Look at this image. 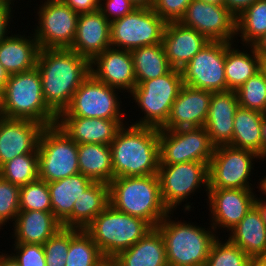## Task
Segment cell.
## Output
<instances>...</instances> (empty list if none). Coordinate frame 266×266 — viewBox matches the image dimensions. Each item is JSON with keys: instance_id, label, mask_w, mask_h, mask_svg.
Wrapping results in <instances>:
<instances>
[{"instance_id": "cell-1", "label": "cell", "mask_w": 266, "mask_h": 266, "mask_svg": "<svg viewBox=\"0 0 266 266\" xmlns=\"http://www.w3.org/2000/svg\"><path fill=\"white\" fill-rule=\"evenodd\" d=\"M36 68L47 106L58 116L90 75V61L71 49H40Z\"/></svg>"}, {"instance_id": "cell-2", "label": "cell", "mask_w": 266, "mask_h": 266, "mask_svg": "<svg viewBox=\"0 0 266 266\" xmlns=\"http://www.w3.org/2000/svg\"><path fill=\"white\" fill-rule=\"evenodd\" d=\"M128 122L110 144L114 178L158 175L159 129Z\"/></svg>"}, {"instance_id": "cell-3", "label": "cell", "mask_w": 266, "mask_h": 266, "mask_svg": "<svg viewBox=\"0 0 266 266\" xmlns=\"http://www.w3.org/2000/svg\"><path fill=\"white\" fill-rule=\"evenodd\" d=\"M110 205L155 228L170 212L163 204L158 175L117 177L109 184Z\"/></svg>"}, {"instance_id": "cell-4", "label": "cell", "mask_w": 266, "mask_h": 266, "mask_svg": "<svg viewBox=\"0 0 266 266\" xmlns=\"http://www.w3.org/2000/svg\"><path fill=\"white\" fill-rule=\"evenodd\" d=\"M169 212L156 226L163 236L168 266H205L212 243L218 237L214 228L193 222L172 220ZM206 229V230H205Z\"/></svg>"}, {"instance_id": "cell-5", "label": "cell", "mask_w": 266, "mask_h": 266, "mask_svg": "<svg viewBox=\"0 0 266 266\" xmlns=\"http://www.w3.org/2000/svg\"><path fill=\"white\" fill-rule=\"evenodd\" d=\"M0 116L33 120L44 126L56 124L57 115L44 100L37 68L9 76L2 89Z\"/></svg>"}, {"instance_id": "cell-6", "label": "cell", "mask_w": 266, "mask_h": 266, "mask_svg": "<svg viewBox=\"0 0 266 266\" xmlns=\"http://www.w3.org/2000/svg\"><path fill=\"white\" fill-rule=\"evenodd\" d=\"M151 228L143 219L120 212L109 204L84 230L104 257L115 258L138 242Z\"/></svg>"}, {"instance_id": "cell-7", "label": "cell", "mask_w": 266, "mask_h": 266, "mask_svg": "<svg viewBox=\"0 0 266 266\" xmlns=\"http://www.w3.org/2000/svg\"><path fill=\"white\" fill-rule=\"evenodd\" d=\"M183 85L182 72L175 68L163 76L137 84L128 96L144 116L131 124L161 129Z\"/></svg>"}, {"instance_id": "cell-8", "label": "cell", "mask_w": 266, "mask_h": 266, "mask_svg": "<svg viewBox=\"0 0 266 266\" xmlns=\"http://www.w3.org/2000/svg\"><path fill=\"white\" fill-rule=\"evenodd\" d=\"M39 179L48 182L80 173L78 144L57 125L45 126L38 146Z\"/></svg>"}, {"instance_id": "cell-9", "label": "cell", "mask_w": 266, "mask_h": 266, "mask_svg": "<svg viewBox=\"0 0 266 266\" xmlns=\"http://www.w3.org/2000/svg\"><path fill=\"white\" fill-rule=\"evenodd\" d=\"M256 159L263 160L251 150L231 145L215 147L208 165V189L255 190L249 180L251 181V174H254L252 171Z\"/></svg>"}, {"instance_id": "cell-10", "label": "cell", "mask_w": 266, "mask_h": 266, "mask_svg": "<svg viewBox=\"0 0 266 266\" xmlns=\"http://www.w3.org/2000/svg\"><path fill=\"white\" fill-rule=\"evenodd\" d=\"M166 22L153 8H135L110 25L111 47L131 51L162 43Z\"/></svg>"}, {"instance_id": "cell-11", "label": "cell", "mask_w": 266, "mask_h": 266, "mask_svg": "<svg viewBox=\"0 0 266 266\" xmlns=\"http://www.w3.org/2000/svg\"><path fill=\"white\" fill-rule=\"evenodd\" d=\"M121 90L97 80L91 73L74 92L69 106L58 116L124 119ZM121 103V104H120Z\"/></svg>"}, {"instance_id": "cell-12", "label": "cell", "mask_w": 266, "mask_h": 266, "mask_svg": "<svg viewBox=\"0 0 266 266\" xmlns=\"http://www.w3.org/2000/svg\"><path fill=\"white\" fill-rule=\"evenodd\" d=\"M37 9L35 39L40 49H69L74 42L79 14L62 0H44Z\"/></svg>"}, {"instance_id": "cell-13", "label": "cell", "mask_w": 266, "mask_h": 266, "mask_svg": "<svg viewBox=\"0 0 266 266\" xmlns=\"http://www.w3.org/2000/svg\"><path fill=\"white\" fill-rule=\"evenodd\" d=\"M214 148L205 127L159 129V165L209 163Z\"/></svg>"}, {"instance_id": "cell-14", "label": "cell", "mask_w": 266, "mask_h": 266, "mask_svg": "<svg viewBox=\"0 0 266 266\" xmlns=\"http://www.w3.org/2000/svg\"><path fill=\"white\" fill-rule=\"evenodd\" d=\"M208 165L202 162L159 165L161 197L170 212H174L182 202H187L196 190H203L202 187L208 194Z\"/></svg>"}, {"instance_id": "cell-15", "label": "cell", "mask_w": 266, "mask_h": 266, "mask_svg": "<svg viewBox=\"0 0 266 266\" xmlns=\"http://www.w3.org/2000/svg\"><path fill=\"white\" fill-rule=\"evenodd\" d=\"M181 72L184 85L211 92L227 91L225 42L209 41Z\"/></svg>"}, {"instance_id": "cell-16", "label": "cell", "mask_w": 266, "mask_h": 266, "mask_svg": "<svg viewBox=\"0 0 266 266\" xmlns=\"http://www.w3.org/2000/svg\"><path fill=\"white\" fill-rule=\"evenodd\" d=\"M178 22L209 41L236 42V17L224 5L192 0Z\"/></svg>"}, {"instance_id": "cell-17", "label": "cell", "mask_w": 266, "mask_h": 266, "mask_svg": "<svg viewBox=\"0 0 266 266\" xmlns=\"http://www.w3.org/2000/svg\"><path fill=\"white\" fill-rule=\"evenodd\" d=\"M206 196L211 226L218 235L219 229L228 232L245 217L257 194L253 189H208Z\"/></svg>"}, {"instance_id": "cell-18", "label": "cell", "mask_w": 266, "mask_h": 266, "mask_svg": "<svg viewBox=\"0 0 266 266\" xmlns=\"http://www.w3.org/2000/svg\"><path fill=\"white\" fill-rule=\"evenodd\" d=\"M44 128L37 121L0 116V167L17 156L38 153Z\"/></svg>"}, {"instance_id": "cell-19", "label": "cell", "mask_w": 266, "mask_h": 266, "mask_svg": "<svg viewBox=\"0 0 266 266\" xmlns=\"http://www.w3.org/2000/svg\"><path fill=\"white\" fill-rule=\"evenodd\" d=\"M90 71L97 80L128 94L136 86L133 58L128 50L107 48L90 62Z\"/></svg>"}, {"instance_id": "cell-20", "label": "cell", "mask_w": 266, "mask_h": 266, "mask_svg": "<svg viewBox=\"0 0 266 266\" xmlns=\"http://www.w3.org/2000/svg\"><path fill=\"white\" fill-rule=\"evenodd\" d=\"M212 92L183 85L161 130L204 127Z\"/></svg>"}, {"instance_id": "cell-21", "label": "cell", "mask_w": 266, "mask_h": 266, "mask_svg": "<svg viewBox=\"0 0 266 266\" xmlns=\"http://www.w3.org/2000/svg\"><path fill=\"white\" fill-rule=\"evenodd\" d=\"M124 119L57 116L56 124L77 144L110 145Z\"/></svg>"}, {"instance_id": "cell-22", "label": "cell", "mask_w": 266, "mask_h": 266, "mask_svg": "<svg viewBox=\"0 0 266 266\" xmlns=\"http://www.w3.org/2000/svg\"><path fill=\"white\" fill-rule=\"evenodd\" d=\"M209 40L178 21L166 22L162 44L172 68L181 70Z\"/></svg>"}, {"instance_id": "cell-23", "label": "cell", "mask_w": 266, "mask_h": 266, "mask_svg": "<svg viewBox=\"0 0 266 266\" xmlns=\"http://www.w3.org/2000/svg\"><path fill=\"white\" fill-rule=\"evenodd\" d=\"M110 25L100 10L79 14L75 39L69 49L91 62L111 47Z\"/></svg>"}, {"instance_id": "cell-24", "label": "cell", "mask_w": 266, "mask_h": 266, "mask_svg": "<svg viewBox=\"0 0 266 266\" xmlns=\"http://www.w3.org/2000/svg\"><path fill=\"white\" fill-rule=\"evenodd\" d=\"M238 107L239 103L235 91L212 92L204 127L214 147L231 145L234 115Z\"/></svg>"}, {"instance_id": "cell-25", "label": "cell", "mask_w": 266, "mask_h": 266, "mask_svg": "<svg viewBox=\"0 0 266 266\" xmlns=\"http://www.w3.org/2000/svg\"><path fill=\"white\" fill-rule=\"evenodd\" d=\"M12 226L14 243L41 245L63 227L53 212L38 210L20 211Z\"/></svg>"}, {"instance_id": "cell-26", "label": "cell", "mask_w": 266, "mask_h": 266, "mask_svg": "<svg viewBox=\"0 0 266 266\" xmlns=\"http://www.w3.org/2000/svg\"><path fill=\"white\" fill-rule=\"evenodd\" d=\"M30 35L12 33L0 42V64L9 75L36 68L40 47L34 33Z\"/></svg>"}, {"instance_id": "cell-27", "label": "cell", "mask_w": 266, "mask_h": 266, "mask_svg": "<svg viewBox=\"0 0 266 266\" xmlns=\"http://www.w3.org/2000/svg\"><path fill=\"white\" fill-rule=\"evenodd\" d=\"M93 183V180L81 173L48 182L53 215L64 228H72L73 205Z\"/></svg>"}, {"instance_id": "cell-28", "label": "cell", "mask_w": 266, "mask_h": 266, "mask_svg": "<svg viewBox=\"0 0 266 266\" xmlns=\"http://www.w3.org/2000/svg\"><path fill=\"white\" fill-rule=\"evenodd\" d=\"M115 259L119 266H168L164 239L156 227Z\"/></svg>"}, {"instance_id": "cell-29", "label": "cell", "mask_w": 266, "mask_h": 266, "mask_svg": "<svg viewBox=\"0 0 266 266\" xmlns=\"http://www.w3.org/2000/svg\"><path fill=\"white\" fill-rule=\"evenodd\" d=\"M228 232V239L251 259L266 257V225L255 206Z\"/></svg>"}, {"instance_id": "cell-30", "label": "cell", "mask_w": 266, "mask_h": 266, "mask_svg": "<svg viewBox=\"0 0 266 266\" xmlns=\"http://www.w3.org/2000/svg\"><path fill=\"white\" fill-rule=\"evenodd\" d=\"M234 45V46H233ZM236 44L225 42V76L227 90L236 91L249 78L263 68V61L256 54L252 45H245L246 49L239 50ZM236 47V48H235ZM247 51V52H246Z\"/></svg>"}, {"instance_id": "cell-31", "label": "cell", "mask_w": 266, "mask_h": 266, "mask_svg": "<svg viewBox=\"0 0 266 266\" xmlns=\"http://www.w3.org/2000/svg\"><path fill=\"white\" fill-rule=\"evenodd\" d=\"M79 171L94 182L109 184L114 179L110 145L78 144Z\"/></svg>"}, {"instance_id": "cell-32", "label": "cell", "mask_w": 266, "mask_h": 266, "mask_svg": "<svg viewBox=\"0 0 266 266\" xmlns=\"http://www.w3.org/2000/svg\"><path fill=\"white\" fill-rule=\"evenodd\" d=\"M266 114L239 106L234 115L231 146L254 151L262 157L261 125Z\"/></svg>"}, {"instance_id": "cell-33", "label": "cell", "mask_w": 266, "mask_h": 266, "mask_svg": "<svg viewBox=\"0 0 266 266\" xmlns=\"http://www.w3.org/2000/svg\"><path fill=\"white\" fill-rule=\"evenodd\" d=\"M109 204V185L94 182L73 205L72 228L85 229Z\"/></svg>"}, {"instance_id": "cell-34", "label": "cell", "mask_w": 266, "mask_h": 266, "mask_svg": "<svg viewBox=\"0 0 266 266\" xmlns=\"http://www.w3.org/2000/svg\"><path fill=\"white\" fill-rule=\"evenodd\" d=\"M133 58L136 85L168 73L170 66L163 44L139 47L130 51Z\"/></svg>"}, {"instance_id": "cell-35", "label": "cell", "mask_w": 266, "mask_h": 266, "mask_svg": "<svg viewBox=\"0 0 266 266\" xmlns=\"http://www.w3.org/2000/svg\"><path fill=\"white\" fill-rule=\"evenodd\" d=\"M103 258L99 247L84 229L70 228L65 266H96Z\"/></svg>"}, {"instance_id": "cell-36", "label": "cell", "mask_w": 266, "mask_h": 266, "mask_svg": "<svg viewBox=\"0 0 266 266\" xmlns=\"http://www.w3.org/2000/svg\"><path fill=\"white\" fill-rule=\"evenodd\" d=\"M264 34H266V0H257L236 18V37H240L243 46H248Z\"/></svg>"}, {"instance_id": "cell-37", "label": "cell", "mask_w": 266, "mask_h": 266, "mask_svg": "<svg viewBox=\"0 0 266 266\" xmlns=\"http://www.w3.org/2000/svg\"><path fill=\"white\" fill-rule=\"evenodd\" d=\"M0 176L20 187L38 180V153L23 154L4 163L0 167Z\"/></svg>"}, {"instance_id": "cell-38", "label": "cell", "mask_w": 266, "mask_h": 266, "mask_svg": "<svg viewBox=\"0 0 266 266\" xmlns=\"http://www.w3.org/2000/svg\"><path fill=\"white\" fill-rule=\"evenodd\" d=\"M235 92L239 106L266 114V70L264 68Z\"/></svg>"}, {"instance_id": "cell-39", "label": "cell", "mask_w": 266, "mask_h": 266, "mask_svg": "<svg viewBox=\"0 0 266 266\" xmlns=\"http://www.w3.org/2000/svg\"><path fill=\"white\" fill-rule=\"evenodd\" d=\"M220 239L212 243L205 266H250L251 258L239 246Z\"/></svg>"}, {"instance_id": "cell-40", "label": "cell", "mask_w": 266, "mask_h": 266, "mask_svg": "<svg viewBox=\"0 0 266 266\" xmlns=\"http://www.w3.org/2000/svg\"><path fill=\"white\" fill-rule=\"evenodd\" d=\"M20 211L38 210L52 212L48 183L36 180L20 187Z\"/></svg>"}, {"instance_id": "cell-41", "label": "cell", "mask_w": 266, "mask_h": 266, "mask_svg": "<svg viewBox=\"0 0 266 266\" xmlns=\"http://www.w3.org/2000/svg\"><path fill=\"white\" fill-rule=\"evenodd\" d=\"M20 186L0 176V229L9 221L13 222L20 212Z\"/></svg>"}, {"instance_id": "cell-42", "label": "cell", "mask_w": 266, "mask_h": 266, "mask_svg": "<svg viewBox=\"0 0 266 266\" xmlns=\"http://www.w3.org/2000/svg\"><path fill=\"white\" fill-rule=\"evenodd\" d=\"M70 247V228L62 227L44 244L46 266H65Z\"/></svg>"}, {"instance_id": "cell-43", "label": "cell", "mask_w": 266, "mask_h": 266, "mask_svg": "<svg viewBox=\"0 0 266 266\" xmlns=\"http://www.w3.org/2000/svg\"><path fill=\"white\" fill-rule=\"evenodd\" d=\"M12 247L14 253L12 252L11 255L20 266H46L43 245L14 243Z\"/></svg>"}, {"instance_id": "cell-44", "label": "cell", "mask_w": 266, "mask_h": 266, "mask_svg": "<svg viewBox=\"0 0 266 266\" xmlns=\"http://www.w3.org/2000/svg\"><path fill=\"white\" fill-rule=\"evenodd\" d=\"M192 0H155L153 10L165 21H179Z\"/></svg>"}, {"instance_id": "cell-45", "label": "cell", "mask_w": 266, "mask_h": 266, "mask_svg": "<svg viewBox=\"0 0 266 266\" xmlns=\"http://www.w3.org/2000/svg\"><path fill=\"white\" fill-rule=\"evenodd\" d=\"M137 8L130 0H100L99 10L111 23Z\"/></svg>"}, {"instance_id": "cell-46", "label": "cell", "mask_w": 266, "mask_h": 266, "mask_svg": "<svg viewBox=\"0 0 266 266\" xmlns=\"http://www.w3.org/2000/svg\"><path fill=\"white\" fill-rule=\"evenodd\" d=\"M14 2L12 0H1L0 1V42L5 39L8 34H11L12 31H8L10 29V22L13 20V6ZM13 5V6H12ZM12 18V19H11ZM11 19V20H10ZM8 28V29H7ZM11 32V33H10ZM8 33V34H7Z\"/></svg>"}, {"instance_id": "cell-47", "label": "cell", "mask_w": 266, "mask_h": 266, "mask_svg": "<svg viewBox=\"0 0 266 266\" xmlns=\"http://www.w3.org/2000/svg\"><path fill=\"white\" fill-rule=\"evenodd\" d=\"M76 13H88L99 10L100 0H62Z\"/></svg>"}, {"instance_id": "cell-48", "label": "cell", "mask_w": 266, "mask_h": 266, "mask_svg": "<svg viewBox=\"0 0 266 266\" xmlns=\"http://www.w3.org/2000/svg\"><path fill=\"white\" fill-rule=\"evenodd\" d=\"M257 0H224V6L237 18Z\"/></svg>"}, {"instance_id": "cell-49", "label": "cell", "mask_w": 266, "mask_h": 266, "mask_svg": "<svg viewBox=\"0 0 266 266\" xmlns=\"http://www.w3.org/2000/svg\"><path fill=\"white\" fill-rule=\"evenodd\" d=\"M256 54L263 62H266V34L262 35L252 44Z\"/></svg>"}, {"instance_id": "cell-50", "label": "cell", "mask_w": 266, "mask_h": 266, "mask_svg": "<svg viewBox=\"0 0 266 266\" xmlns=\"http://www.w3.org/2000/svg\"><path fill=\"white\" fill-rule=\"evenodd\" d=\"M0 266H20L16 259L8 253L0 252Z\"/></svg>"}, {"instance_id": "cell-51", "label": "cell", "mask_w": 266, "mask_h": 266, "mask_svg": "<svg viewBox=\"0 0 266 266\" xmlns=\"http://www.w3.org/2000/svg\"><path fill=\"white\" fill-rule=\"evenodd\" d=\"M254 206L259 210L261 218L263 219V222L266 225V199H265V197L264 198H261V197L258 198V196H256V201H255Z\"/></svg>"}, {"instance_id": "cell-52", "label": "cell", "mask_w": 266, "mask_h": 266, "mask_svg": "<svg viewBox=\"0 0 266 266\" xmlns=\"http://www.w3.org/2000/svg\"><path fill=\"white\" fill-rule=\"evenodd\" d=\"M262 130V161L266 160V116L263 118L261 125Z\"/></svg>"}, {"instance_id": "cell-53", "label": "cell", "mask_w": 266, "mask_h": 266, "mask_svg": "<svg viewBox=\"0 0 266 266\" xmlns=\"http://www.w3.org/2000/svg\"><path fill=\"white\" fill-rule=\"evenodd\" d=\"M137 8H153L155 0H130Z\"/></svg>"}, {"instance_id": "cell-54", "label": "cell", "mask_w": 266, "mask_h": 266, "mask_svg": "<svg viewBox=\"0 0 266 266\" xmlns=\"http://www.w3.org/2000/svg\"><path fill=\"white\" fill-rule=\"evenodd\" d=\"M96 266H119L115 258L104 257Z\"/></svg>"}, {"instance_id": "cell-55", "label": "cell", "mask_w": 266, "mask_h": 266, "mask_svg": "<svg viewBox=\"0 0 266 266\" xmlns=\"http://www.w3.org/2000/svg\"><path fill=\"white\" fill-rule=\"evenodd\" d=\"M8 72L2 67L0 64V88L3 89V87L6 85L7 80L9 79Z\"/></svg>"}, {"instance_id": "cell-56", "label": "cell", "mask_w": 266, "mask_h": 266, "mask_svg": "<svg viewBox=\"0 0 266 266\" xmlns=\"http://www.w3.org/2000/svg\"><path fill=\"white\" fill-rule=\"evenodd\" d=\"M250 266H266V257L252 258Z\"/></svg>"}, {"instance_id": "cell-57", "label": "cell", "mask_w": 266, "mask_h": 266, "mask_svg": "<svg viewBox=\"0 0 266 266\" xmlns=\"http://www.w3.org/2000/svg\"><path fill=\"white\" fill-rule=\"evenodd\" d=\"M256 186V188H259V191H261L262 194L266 195V175L264 176V178L262 176L261 181H258V184Z\"/></svg>"}, {"instance_id": "cell-58", "label": "cell", "mask_w": 266, "mask_h": 266, "mask_svg": "<svg viewBox=\"0 0 266 266\" xmlns=\"http://www.w3.org/2000/svg\"><path fill=\"white\" fill-rule=\"evenodd\" d=\"M200 1H204L208 4L224 5V0H200Z\"/></svg>"}, {"instance_id": "cell-59", "label": "cell", "mask_w": 266, "mask_h": 266, "mask_svg": "<svg viewBox=\"0 0 266 266\" xmlns=\"http://www.w3.org/2000/svg\"><path fill=\"white\" fill-rule=\"evenodd\" d=\"M1 98H2V89L0 88V106H1Z\"/></svg>"}, {"instance_id": "cell-60", "label": "cell", "mask_w": 266, "mask_h": 266, "mask_svg": "<svg viewBox=\"0 0 266 266\" xmlns=\"http://www.w3.org/2000/svg\"><path fill=\"white\" fill-rule=\"evenodd\" d=\"M263 68L266 70V62H263Z\"/></svg>"}]
</instances>
